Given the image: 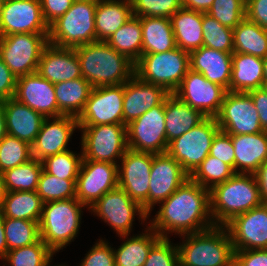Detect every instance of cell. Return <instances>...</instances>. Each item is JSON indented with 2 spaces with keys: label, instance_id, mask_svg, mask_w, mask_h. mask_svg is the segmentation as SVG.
Wrapping results in <instances>:
<instances>
[{
  "label": "cell",
  "instance_id": "obj_60",
  "mask_svg": "<svg viewBox=\"0 0 267 266\" xmlns=\"http://www.w3.org/2000/svg\"><path fill=\"white\" fill-rule=\"evenodd\" d=\"M6 194H7V190L3 183L2 174L0 173V210L2 209Z\"/></svg>",
  "mask_w": 267,
  "mask_h": 266
},
{
  "label": "cell",
  "instance_id": "obj_20",
  "mask_svg": "<svg viewBox=\"0 0 267 266\" xmlns=\"http://www.w3.org/2000/svg\"><path fill=\"white\" fill-rule=\"evenodd\" d=\"M150 174L148 217L154 205L165 201L189 179L181 164L167 152L153 154Z\"/></svg>",
  "mask_w": 267,
  "mask_h": 266
},
{
  "label": "cell",
  "instance_id": "obj_16",
  "mask_svg": "<svg viewBox=\"0 0 267 266\" xmlns=\"http://www.w3.org/2000/svg\"><path fill=\"white\" fill-rule=\"evenodd\" d=\"M118 165L82 160L76 180V199L92 207L104 194L118 187Z\"/></svg>",
  "mask_w": 267,
  "mask_h": 266
},
{
  "label": "cell",
  "instance_id": "obj_32",
  "mask_svg": "<svg viewBox=\"0 0 267 266\" xmlns=\"http://www.w3.org/2000/svg\"><path fill=\"white\" fill-rule=\"evenodd\" d=\"M142 54L161 53L176 48L170 18L140 17Z\"/></svg>",
  "mask_w": 267,
  "mask_h": 266
},
{
  "label": "cell",
  "instance_id": "obj_40",
  "mask_svg": "<svg viewBox=\"0 0 267 266\" xmlns=\"http://www.w3.org/2000/svg\"><path fill=\"white\" fill-rule=\"evenodd\" d=\"M234 174L235 171L230 165L208 155L189 178L205 189L211 190L217 184L224 183Z\"/></svg>",
  "mask_w": 267,
  "mask_h": 266
},
{
  "label": "cell",
  "instance_id": "obj_7",
  "mask_svg": "<svg viewBox=\"0 0 267 266\" xmlns=\"http://www.w3.org/2000/svg\"><path fill=\"white\" fill-rule=\"evenodd\" d=\"M189 69V52L176 47L166 52L142 54L135 63L134 75L172 94Z\"/></svg>",
  "mask_w": 267,
  "mask_h": 266
},
{
  "label": "cell",
  "instance_id": "obj_17",
  "mask_svg": "<svg viewBox=\"0 0 267 266\" xmlns=\"http://www.w3.org/2000/svg\"><path fill=\"white\" fill-rule=\"evenodd\" d=\"M226 92L221 85L210 82L201 73L189 69L173 94L206 117H215L220 111Z\"/></svg>",
  "mask_w": 267,
  "mask_h": 266
},
{
  "label": "cell",
  "instance_id": "obj_52",
  "mask_svg": "<svg viewBox=\"0 0 267 266\" xmlns=\"http://www.w3.org/2000/svg\"><path fill=\"white\" fill-rule=\"evenodd\" d=\"M234 266H267V249L235 251Z\"/></svg>",
  "mask_w": 267,
  "mask_h": 266
},
{
  "label": "cell",
  "instance_id": "obj_44",
  "mask_svg": "<svg viewBox=\"0 0 267 266\" xmlns=\"http://www.w3.org/2000/svg\"><path fill=\"white\" fill-rule=\"evenodd\" d=\"M81 155L71 150L57 153L42 160L43 169L60 179L77 180L82 163Z\"/></svg>",
  "mask_w": 267,
  "mask_h": 266
},
{
  "label": "cell",
  "instance_id": "obj_55",
  "mask_svg": "<svg viewBox=\"0 0 267 266\" xmlns=\"http://www.w3.org/2000/svg\"><path fill=\"white\" fill-rule=\"evenodd\" d=\"M259 114L260 125L263 131H267V87H260L247 92Z\"/></svg>",
  "mask_w": 267,
  "mask_h": 266
},
{
  "label": "cell",
  "instance_id": "obj_30",
  "mask_svg": "<svg viewBox=\"0 0 267 266\" xmlns=\"http://www.w3.org/2000/svg\"><path fill=\"white\" fill-rule=\"evenodd\" d=\"M206 116L199 110L181 101L175 94L165 98V128L167 142L190 131Z\"/></svg>",
  "mask_w": 267,
  "mask_h": 266
},
{
  "label": "cell",
  "instance_id": "obj_38",
  "mask_svg": "<svg viewBox=\"0 0 267 266\" xmlns=\"http://www.w3.org/2000/svg\"><path fill=\"white\" fill-rule=\"evenodd\" d=\"M42 170V161L32 158L19 166L4 171L1 174L7 192L36 191Z\"/></svg>",
  "mask_w": 267,
  "mask_h": 266
},
{
  "label": "cell",
  "instance_id": "obj_57",
  "mask_svg": "<svg viewBox=\"0 0 267 266\" xmlns=\"http://www.w3.org/2000/svg\"><path fill=\"white\" fill-rule=\"evenodd\" d=\"M214 0H180L182 8L207 13Z\"/></svg>",
  "mask_w": 267,
  "mask_h": 266
},
{
  "label": "cell",
  "instance_id": "obj_13",
  "mask_svg": "<svg viewBox=\"0 0 267 266\" xmlns=\"http://www.w3.org/2000/svg\"><path fill=\"white\" fill-rule=\"evenodd\" d=\"M215 119L220 130L230 135L263 132L258 111L247 92L227 91Z\"/></svg>",
  "mask_w": 267,
  "mask_h": 266
},
{
  "label": "cell",
  "instance_id": "obj_27",
  "mask_svg": "<svg viewBox=\"0 0 267 266\" xmlns=\"http://www.w3.org/2000/svg\"><path fill=\"white\" fill-rule=\"evenodd\" d=\"M231 140L235 153V173L254 174L267 160V131L231 135Z\"/></svg>",
  "mask_w": 267,
  "mask_h": 266
},
{
  "label": "cell",
  "instance_id": "obj_9",
  "mask_svg": "<svg viewBox=\"0 0 267 266\" xmlns=\"http://www.w3.org/2000/svg\"><path fill=\"white\" fill-rule=\"evenodd\" d=\"M48 35L16 33L0 36V57L16 78L37 72Z\"/></svg>",
  "mask_w": 267,
  "mask_h": 266
},
{
  "label": "cell",
  "instance_id": "obj_19",
  "mask_svg": "<svg viewBox=\"0 0 267 266\" xmlns=\"http://www.w3.org/2000/svg\"><path fill=\"white\" fill-rule=\"evenodd\" d=\"M225 227L235 251L267 249V204L235 216Z\"/></svg>",
  "mask_w": 267,
  "mask_h": 266
},
{
  "label": "cell",
  "instance_id": "obj_36",
  "mask_svg": "<svg viewBox=\"0 0 267 266\" xmlns=\"http://www.w3.org/2000/svg\"><path fill=\"white\" fill-rule=\"evenodd\" d=\"M43 202L36 191L7 192L0 213L3 217L39 222Z\"/></svg>",
  "mask_w": 267,
  "mask_h": 266
},
{
  "label": "cell",
  "instance_id": "obj_53",
  "mask_svg": "<svg viewBox=\"0 0 267 266\" xmlns=\"http://www.w3.org/2000/svg\"><path fill=\"white\" fill-rule=\"evenodd\" d=\"M246 18L267 30V0H246Z\"/></svg>",
  "mask_w": 267,
  "mask_h": 266
},
{
  "label": "cell",
  "instance_id": "obj_43",
  "mask_svg": "<svg viewBox=\"0 0 267 266\" xmlns=\"http://www.w3.org/2000/svg\"><path fill=\"white\" fill-rule=\"evenodd\" d=\"M203 46L226 52L233 53V29L222 25L218 20L203 13Z\"/></svg>",
  "mask_w": 267,
  "mask_h": 266
},
{
  "label": "cell",
  "instance_id": "obj_15",
  "mask_svg": "<svg viewBox=\"0 0 267 266\" xmlns=\"http://www.w3.org/2000/svg\"><path fill=\"white\" fill-rule=\"evenodd\" d=\"M89 210L113 227L122 238L130 234L136 213L143 221L148 218L142 207L120 187L104 194Z\"/></svg>",
  "mask_w": 267,
  "mask_h": 266
},
{
  "label": "cell",
  "instance_id": "obj_5",
  "mask_svg": "<svg viewBox=\"0 0 267 266\" xmlns=\"http://www.w3.org/2000/svg\"><path fill=\"white\" fill-rule=\"evenodd\" d=\"M82 207L86 206L76 198L43 203L38 223L40 238L54 253L63 249L77 236Z\"/></svg>",
  "mask_w": 267,
  "mask_h": 266
},
{
  "label": "cell",
  "instance_id": "obj_33",
  "mask_svg": "<svg viewBox=\"0 0 267 266\" xmlns=\"http://www.w3.org/2000/svg\"><path fill=\"white\" fill-rule=\"evenodd\" d=\"M92 89L93 86L83 77L54 84L58 116L69 115L78 118Z\"/></svg>",
  "mask_w": 267,
  "mask_h": 266
},
{
  "label": "cell",
  "instance_id": "obj_1",
  "mask_svg": "<svg viewBox=\"0 0 267 266\" xmlns=\"http://www.w3.org/2000/svg\"><path fill=\"white\" fill-rule=\"evenodd\" d=\"M161 203L148 227L163 238H168L169 232L182 236L215 226L210 212V190L190 178Z\"/></svg>",
  "mask_w": 267,
  "mask_h": 266
},
{
  "label": "cell",
  "instance_id": "obj_21",
  "mask_svg": "<svg viewBox=\"0 0 267 266\" xmlns=\"http://www.w3.org/2000/svg\"><path fill=\"white\" fill-rule=\"evenodd\" d=\"M76 128H79L76 117L61 115L46 118L31 145L32 158L42 161L49 156L68 150V142Z\"/></svg>",
  "mask_w": 267,
  "mask_h": 266
},
{
  "label": "cell",
  "instance_id": "obj_56",
  "mask_svg": "<svg viewBox=\"0 0 267 266\" xmlns=\"http://www.w3.org/2000/svg\"><path fill=\"white\" fill-rule=\"evenodd\" d=\"M258 187L260 190V196L264 203L267 202V160L259 167L254 173Z\"/></svg>",
  "mask_w": 267,
  "mask_h": 266
},
{
  "label": "cell",
  "instance_id": "obj_51",
  "mask_svg": "<svg viewBox=\"0 0 267 266\" xmlns=\"http://www.w3.org/2000/svg\"><path fill=\"white\" fill-rule=\"evenodd\" d=\"M73 2L74 0H40L43 17L48 26L63 16Z\"/></svg>",
  "mask_w": 267,
  "mask_h": 266
},
{
  "label": "cell",
  "instance_id": "obj_48",
  "mask_svg": "<svg viewBox=\"0 0 267 266\" xmlns=\"http://www.w3.org/2000/svg\"><path fill=\"white\" fill-rule=\"evenodd\" d=\"M179 253L168 238L161 237L151 248L143 266H178Z\"/></svg>",
  "mask_w": 267,
  "mask_h": 266
},
{
  "label": "cell",
  "instance_id": "obj_62",
  "mask_svg": "<svg viewBox=\"0 0 267 266\" xmlns=\"http://www.w3.org/2000/svg\"><path fill=\"white\" fill-rule=\"evenodd\" d=\"M4 3H5V0H0V17H1L2 9L4 7Z\"/></svg>",
  "mask_w": 267,
  "mask_h": 266
},
{
  "label": "cell",
  "instance_id": "obj_54",
  "mask_svg": "<svg viewBox=\"0 0 267 266\" xmlns=\"http://www.w3.org/2000/svg\"><path fill=\"white\" fill-rule=\"evenodd\" d=\"M17 78L0 57V102L14 98Z\"/></svg>",
  "mask_w": 267,
  "mask_h": 266
},
{
  "label": "cell",
  "instance_id": "obj_10",
  "mask_svg": "<svg viewBox=\"0 0 267 266\" xmlns=\"http://www.w3.org/2000/svg\"><path fill=\"white\" fill-rule=\"evenodd\" d=\"M82 130V160L118 164L128 149L126 125L79 126ZM116 160V161H115Z\"/></svg>",
  "mask_w": 267,
  "mask_h": 266
},
{
  "label": "cell",
  "instance_id": "obj_26",
  "mask_svg": "<svg viewBox=\"0 0 267 266\" xmlns=\"http://www.w3.org/2000/svg\"><path fill=\"white\" fill-rule=\"evenodd\" d=\"M1 103L7 134L32 145L46 118L15 98L3 100Z\"/></svg>",
  "mask_w": 267,
  "mask_h": 266
},
{
  "label": "cell",
  "instance_id": "obj_45",
  "mask_svg": "<svg viewBox=\"0 0 267 266\" xmlns=\"http://www.w3.org/2000/svg\"><path fill=\"white\" fill-rule=\"evenodd\" d=\"M30 159H32V148L27 142L8 134L0 141V173Z\"/></svg>",
  "mask_w": 267,
  "mask_h": 266
},
{
  "label": "cell",
  "instance_id": "obj_39",
  "mask_svg": "<svg viewBox=\"0 0 267 266\" xmlns=\"http://www.w3.org/2000/svg\"><path fill=\"white\" fill-rule=\"evenodd\" d=\"M39 222L4 217V231L8 251L32 245L40 238Z\"/></svg>",
  "mask_w": 267,
  "mask_h": 266
},
{
  "label": "cell",
  "instance_id": "obj_35",
  "mask_svg": "<svg viewBox=\"0 0 267 266\" xmlns=\"http://www.w3.org/2000/svg\"><path fill=\"white\" fill-rule=\"evenodd\" d=\"M234 52L267 56V30L246 17L233 29Z\"/></svg>",
  "mask_w": 267,
  "mask_h": 266
},
{
  "label": "cell",
  "instance_id": "obj_29",
  "mask_svg": "<svg viewBox=\"0 0 267 266\" xmlns=\"http://www.w3.org/2000/svg\"><path fill=\"white\" fill-rule=\"evenodd\" d=\"M133 16L131 0H97L96 42L106 41Z\"/></svg>",
  "mask_w": 267,
  "mask_h": 266
},
{
  "label": "cell",
  "instance_id": "obj_46",
  "mask_svg": "<svg viewBox=\"0 0 267 266\" xmlns=\"http://www.w3.org/2000/svg\"><path fill=\"white\" fill-rule=\"evenodd\" d=\"M207 13L234 29L246 17V0H214Z\"/></svg>",
  "mask_w": 267,
  "mask_h": 266
},
{
  "label": "cell",
  "instance_id": "obj_11",
  "mask_svg": "<svg viewBox=\"0 0 267 266\" xmlns=\"http://www.w3.org/2000/svg\"><path fill=\"white\" fill-rule=\"evenodd\" d=\"M126 133L129 149L152 154L165 153L169 144L165 128V99L127 124Z\"/></svg>",
  "mask_w": 267,
  "mask_h": 266
},
{
  "label": "cell",
  "instance_id": "obj_25",
  "mask_svg": "<svg viewBox=\"0 0 267 266\" xmlns=\"http://www.w3.org/2000/svg\"><path fill=\"white\" fill-rule=\"evenodd\" d=\"M189 61L192 71L201 73L210 82L230 91L232 53L202 46L189 53Z\"/></svg>",
  "mask_w": 267,
  "mask_h": 266
},
{
  "label": "cell",
  "instance_id": "obj_42",
  "mask_svg": "<svg viewBox=\"0 0 267 266\" xmlns=\"http://www.w3.org/2000/svg\"><path fill=\"white\" fill-rule=\"evenodd\" d=\"M36 193L43 203L76 198V180L60 179L43 169Z\"/></svg>",
  "mask_w": 267,
  "mask_h": 266
},
{
  "label": "cell",
  "instance_id": "obj_50",
  "mask_svg": "<svg viewBox=\"0 0 267 266\" xmlns=\"http://www.w3.org/2000/svg\"><path fill=\"white\" fill-rule=\"evenodd\" d=\"M80 266H115L114 249L99 240L87 253Z\"/></svg>",
  "mask_w": 267,
  "mask_h": 266
},
{
  "label": "cell",
  "instance_id": "obj_61",
  "mask_svg": "<svg viewBox=\"0 0 267 266\" xmlns=\"http://www.w3.org/2000/svg\"><path fill=\"white\" fill-rule=\"evenodd\" d=\"M263 67H264V86L267 87V56L263 58Z\"/></svg>",
  "mask_w": 267,
  "mask_h": 266
},
{
  "label": "cell",
  "instance_id": "obj_34",
  "mask_svg": "<svg viewBox=\"0 0 267 266\" xmlns=\"http://www.w3.org/2000/svg\"><path fill=\"white\" fill-rule=\"evenodd\" d=\"M149 231V232H148ZM146 233L127 239L119 248L114 250L115 266H143L152 246L161 238L150 227Z\"/></svg>",
  "mask_w": 267,
  "mask_h": 266
},
{
  "label": "cell",
  "instance_id": "obj_4",
  "mask_svg": "<svg viewBox=\"0 0 267 266\" xmlns=\"http://www.w3.org/2000/svg\"><path fill=\"white\" fill-rule=\"evenodd\" d=\"M182 237L186 240L177 244L180 266H234L235 250L225 226Z\"/></svg>",
  "mask_w": 267,
  "mask_h": 266
},
{
  "label": "cell",
  "instance_id": "obj_31",
  "mask_svg": "<svg viewBox=\"0 0 267 266\" xmlns=\"http://www.w3.org/2000/svg\"><path fill=\"white\" fill-rule=\"evenodd\" d=\"M203 13L181 8L171 17L176 46L191 52L203 46Z\"/></svg>",
  "mask_w": 267,
  "mask_h": 266
},
{
  "label": "cell",
  "instance_id": "obj_24",
  "mask_svg": "<svg viewBox=\"0 0 267 266\" xmlns=\"http://www.w3.org/2000/svg\"><path fill=\"white\" fill-rule=\"evenodd\" d=\"M169 94L163 87L146 83L134 75L124 83L123 124L136 120Z\"/></svg>",
  "mask_w": 267,
  "mask_h": 266
},
{
  "label": "cell",
  "instance_id": "obj_18",
  "mask_svg": "<svg viewBox=\"0 0 267 266\" xmlns=\"http://www.w3.org/2000/svg\"><path fill=\"white\" fill-rule=\"evenodd\" d=\"M16 33L49 34L40 0H5L0 17V36Z\"/></svg>",
  "mask_w": 267,
  "mask_h": 266
},
{
  "label": "cell",
  "instance_id": "obj_2",
  "mask_svg": "<svg viewBox=\"0 0 267 266\" xmlns=\"http://www.w3.org/2000/svg\"><path fill=\"white\" fill-rule=\"evenodd\" d=\"M82 77L93 87L122 85L134 76L135 64L105 41L75 47Z\"/></svg>",
  "mask_w": 267,
  "mask_h": 266
},
{
  "label": "cell",
  "instance_id": "obj_23",
  "mask_svg": "<svg viewBox=\"0 0 267 266\" xmlns=\"http://www.w3.org/2000/svg\"><path fill=\"white\" fill-rule=\"evenodd\" d=\"M37 73L53 84L82 77L75 48L48 43L41 53Z\"/></svg>",
  "mask_w": 267,
  "mask_h": 266
},
{
  "label": "cell",
  "instance_id": "obj_37",
  "mask_svg": "<svg viewBox=\"0 0 267 266\" xmlns=\"http://www.w3.org/2000/svg\"><path fill=\"white\" fill-rule=\"evenodd\" d=\"M105 42L135 64L142 55V27L140 17L132 16L130 20L121 26Z\"/></svg>",
  "mask_w": 267,
  "mask_h": 266
},
{
  "label": "cell",
  "instance_id": "obj_41",
  "mask_svg": "<svg viewBox=\"0 0 267 266\" xmlns=\"http://www.w3.org/2000/svg\"><path fill=\"white\" fill-rule=\"evenodd\" d=\"M54 252L40 239L38 242L10 250L2 260L10 266H49Z\"/></svg>",
  "mask_w": 267,
  "mask_h": 266
},
{
  "label": "cell",
  "instance_id": "obj_22",
  "mask_svg": "<svg viewBox=\"0 0 267 266\" xmlns=\"http://www.w3.org/2000/svg\"><path fill=\"white\" fill-rule=\"evenodd\" d=\"M14 98L45 118L58 116L54 84L37 72L17 78Z\"/></svg>",
  "mask_w": 267,
  "mask_h": 266
},
{
  "label": "cell",
  "instance_id": "obj_58",
  "mask_svg": "<svg viewBox=\"0 0 267 266\" xmlns=\"http://www.w3.org/2000/svg\"><path fill=\"white\" fill-rule=\"evenodd\" d=\"M7 252L8 248L4 231V217L0 213V259H3Z\"/></svg>",
  "mask_w": 267,
  "mask_h": 266
},
{
  "label": "cell",
  "instance_id": "obj_49",
  "mask_svg": "<svg viewBox=\"0 0 267 266\" xmlns=\"http://www.w3.org/2000/svg\"><path fill=\"white\" fill-rule=\"evenodd\" d=\"M209 155L225 162L234 169L235 153L231 135L219 130L213 138Z\"/></svg>",
  "mask_w": 267,
  "mask_h": 266
},
{
  "label": "cell",
  "instance_id": "obj_12",
  "mask_svg": "<svg viewBox=\"0 0 267 266\" xmlns=\"http://www.w3.org/2000/svg\"><path fill=\"white\" fill-rule=\"evenodd\" d=\"M118 165V187L149 214V185L153 154L127 149Z\"/></svg>",
  "mask_w": 267,
  "mask_h": 266
},
{
  "label": "cell",
  "instance_id": "obj_28",
  "mask_svg": "<svg viewBox=\"0 0 267 266\" xmlns=\"http://www.w3.org/2000/svg\"><path fill=\"white\" fill-rule=\"evenodd\" d=\"M260 87H264L263 59L233 52L230 92H249Z\"/></svg>",
  "mask_w": 267,
  "mask_h": 266
},
{
  "label": "cell",
  "instance_id": "obj_47",
  "mask_svg": "<svg viewBox=\"0 0 267 266\" xmlns=\"http://www.w3.org/2000/svg\"><path fill=\"white\" fill-rule=\"evenodd\" d=\"M133 16L170 18L182 8L180 0H131Z\"/></svg>",
  "mask_w": 267,
  "mask_h": 266
},
{
  "label": "cell",
  "instance_id": "obj_59",
  "mask_svg": "<svg viewBox=\"0 0 267 266\" xmlns=\"http://www.w3.org/2000/svg\"><path fill=\"white\" fill-rule=\"evenodd\" d=\"M7 135L5 114L2 103L0 102V141Z\"/></svg>",
  "mask_w": 267,
  "mask_h": 266
},
{
  "label": "cell",
  "instance_id": "obj_8",
  "mask_svg": "<svg viewBox=\"0 0 267 266\" xmlns=\"http://www.w3.org/2000/svg\"><path fill=\"white\" fill-rule=\"evenodd\" d=\"M219 130L215 117H206L190 131L170 141L166 152L190 176L209 155L213 138Z\"/></svg>",
  "mask_w": 267,
  "mask_h": 266
},
{
  "label": "cell",
  "instance_id": "obj_6",
  "mask_svg": "<svg viewBox=\"0 0 267 266\" xmlns=\"http://www.w3.org/2000/svg\"><path fill=\"white\" fill-rule=\"evenodd\" d=\"M97 0H74L71 8L49 26L48 43L75 48L96 42Z\"/></svg>",
  "mask_w": 267,
  "mask_h": 266
},
{
  "label": "cell",
  "instance_id": "obj_3",
  "mask_svg": "<svg viewBox=\"0 0 267 266\" xmlns=\"http://www.w3.org/2000/svg\"><path fill=\"white\" fill-rule=\"evenodd\" d=\"M263 203L254 174L235 173L210 190V212L215 226H225L235 216Z\"/></svg>",
  "mask_w": 267,
  "mask_h": 266
},
{
  "label": "cell",
  "instance_id": "obj_14",
  "mask_svg": "<svg viewBox=\"0 0 267 266\" xmlns=\"http://www.w3.org/2000/svg\"><path fill=\"white\" fill-rule=\"evenodd\" d=\"M124 84L93 87L78 116L79 126L123 124Z\"/></svg>",
  "mask_w": 267,
  "mask_h": 266
}]
</instances>
